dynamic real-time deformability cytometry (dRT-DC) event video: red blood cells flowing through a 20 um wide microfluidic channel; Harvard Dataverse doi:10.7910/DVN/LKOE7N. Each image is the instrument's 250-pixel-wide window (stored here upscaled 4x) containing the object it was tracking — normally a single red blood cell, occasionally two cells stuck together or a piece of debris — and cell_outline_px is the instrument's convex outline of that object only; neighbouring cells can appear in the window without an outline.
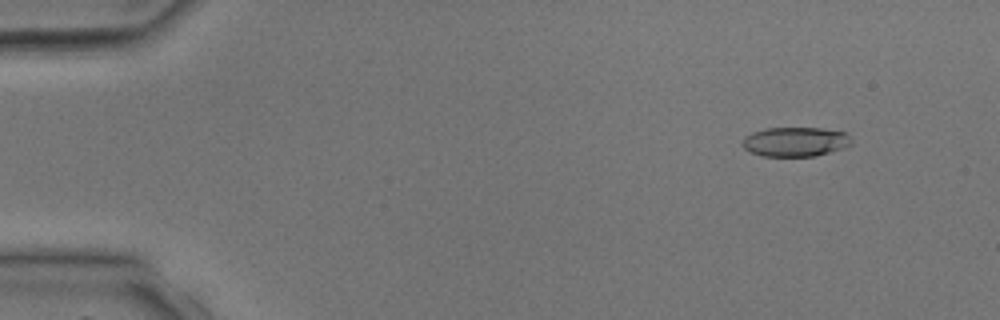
{"species": "common noctule bat (a hibernating species)", "species_latin": "Nyctalus noctula", "temperature_condition": "room temperature", "stored_images_in_passage": 4, "camera_frame_rate_fps": 3000, "um_per_image_px": 0.085, "animal": {"sex": "male", "body_mass_g": 17.9, "forearm_length_mm": 54.2}, "frame": {"image": 1, "passage_image": 2, "time_ms": 1.0, "image_size_px": [1000, 320], "cell_outline_px": [[852, 144], [828, 152], [812, 156], [760, 156], [744, 148], [740, 144], [744, 136], [752, 132], [764, 128], [820, 128], [844, 132], [852, 140]], "centroid_in_image_um": [67.53, 12.04], "position_along_channel_um": 17.5, "area_um2": 18.61}}
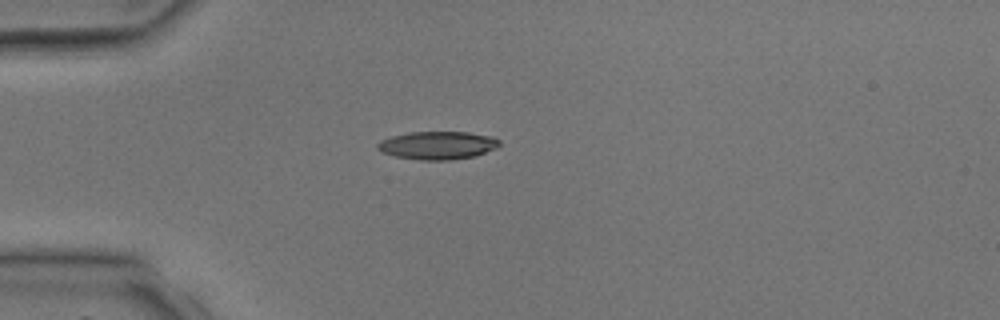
{"frame": {"image": 2, "passage_image": 4, "time_ms": 3.333, "image_size_px": [1000, 320], "cell_outline_px": [[500, 144], [496, 148], [476, 156], [452, 160], [420, 160], [396, 156], [380, 152], [376, 148], [376, 144], [380, 140], [392, 136], [408, 132], [468, 132], [492, 136], [500, 140]], "centroid_in_image_um": [37.19, 12.35], "position_along_channel_um": 47.8, "area_um2": 20.11}}